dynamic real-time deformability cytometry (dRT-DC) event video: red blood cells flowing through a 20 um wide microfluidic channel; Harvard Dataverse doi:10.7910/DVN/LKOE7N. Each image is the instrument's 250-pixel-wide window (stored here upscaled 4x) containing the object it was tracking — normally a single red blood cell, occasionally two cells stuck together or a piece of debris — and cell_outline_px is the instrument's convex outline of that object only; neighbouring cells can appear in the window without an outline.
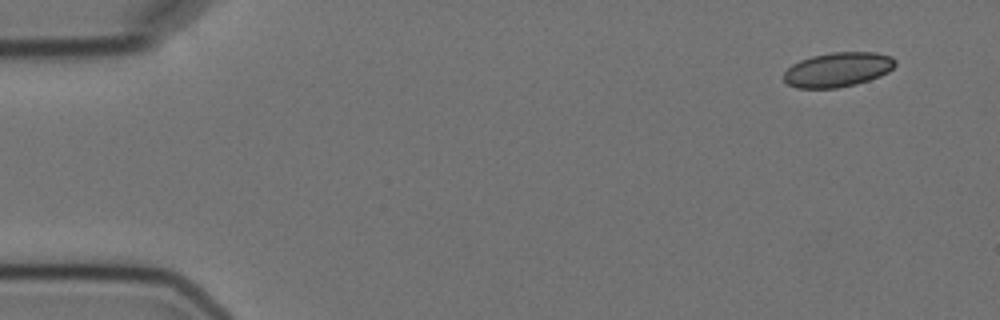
{"species": "Egyptian fruit bat (a non-hibernating species)", "species_latin": "Rousettus aegyptiacus", "temperature_condition": "cold", "stored_images_in_passage": 4, "camera_frame_rate_fps": 3000, "um_per_image_px": 0.085, "animal": {"sex": "female"}, "frame": {"image": 1, "passage_image": 1, "time_ms": 0.0, "image_size_px": [1000, 320], "cell_outline_px": [[896, 64], [888, 72], [880, 76], [856, 84], [836, 88], [796, 88], [788, 84], [784, 80], [784, 72], [792, 64], [800, 60], [812, 56], [832, 52], [876, 52], [892, 56], [896, 60]], "centroid_in_image_um": [71.22, 5.91], "position_along_channel_um": 13.8, "area_um2": 22.48}}
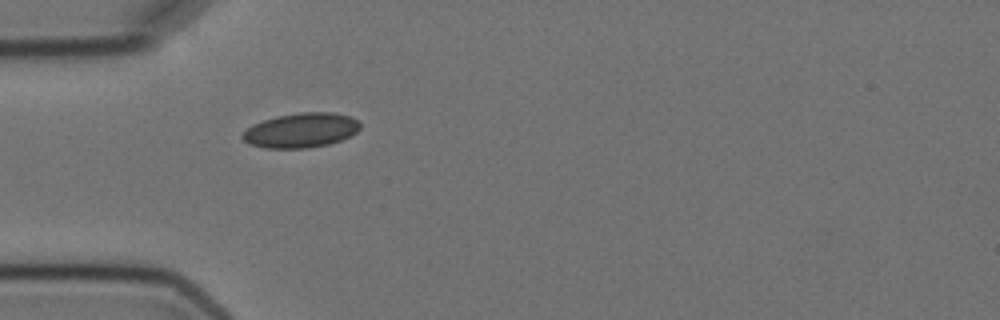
{"frame": {"image": 2, "passage_image": 4, "time_ms": 4.333, "image_size_px": [1000, 320], "cell_outline_px": [[360, 128], [356, 132], [340, 140], [328, 144], [308, 148], [264, 148], [248, 144], [240, 136], [252, 124], [276, 116], [300, 112], [336, 112], [348, 116], [356, 120], [360, 124]], "centroid_in_image_um": [25.56, 11.07], "position_along_channel_um": 59.4, "area_um2": 23.7}}